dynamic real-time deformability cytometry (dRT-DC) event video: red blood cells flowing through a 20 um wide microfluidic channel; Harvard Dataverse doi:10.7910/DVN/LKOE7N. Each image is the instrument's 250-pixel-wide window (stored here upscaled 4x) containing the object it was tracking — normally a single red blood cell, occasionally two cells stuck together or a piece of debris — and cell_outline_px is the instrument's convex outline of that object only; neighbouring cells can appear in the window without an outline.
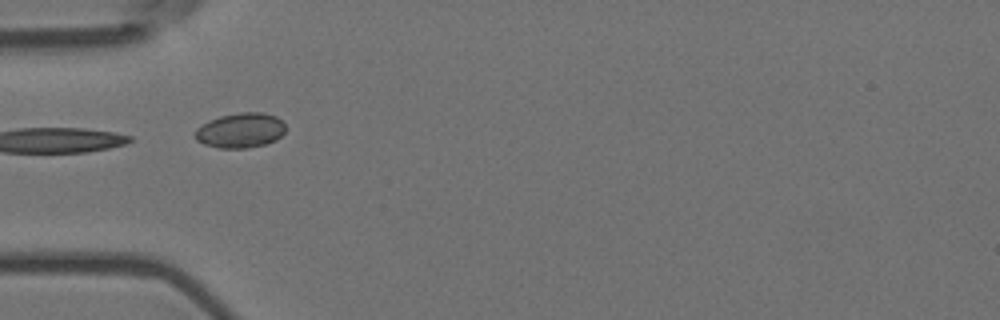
{"species": "Egyptian fruit bat (a non-hibernating species)", "species_latin": "Rousettus aegyptiacus", "temperature_condition": "room temperature", "stored_images_in_passage": 9, "camera_frame_rate_fps": 3000, "um_per_image_px": 0.085, "animal": {"sex": "female"}, "frame": {"image": 1, "passage_image": 5, "time_ms": 1.333, "image_size_px": [1000, 320], "cell_outline_px": [[284, 132], [276, 140], [264, 144], [248, 148], [220, 148], [204, 144], [196, 140], [192, 136], [196, 128], [208, 120], [220, 116], [240, 112], [264, 112], [276, 116], [284, 124]], "centroid_in_image_um": [20.39, 11.08], "position_along_channel_um": 64.6, "area_um2": 18.55}}
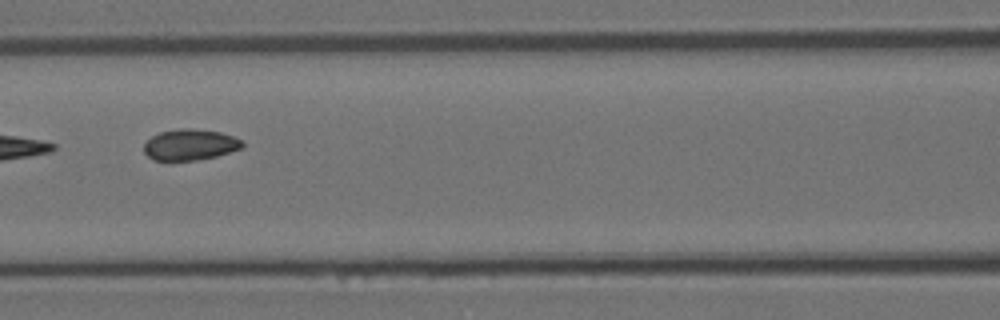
{"frame": {"image": 2, "passage_image": 7, "time_ms": 2.0, "image_size_px": [1000, 320], "cell_outline_px": [[244, 144], [240, 148], [216, 156], [196, 160], [152, 160], [144, 152], [144, 144], [152, 136], [160, 132], [180, 128], [192, 128], [220, 132], [244, 140]], "centroid_in_image_um": [16.15, 12.29], "position_along_channel_um": 150.5, "area_um2": 17.69}}
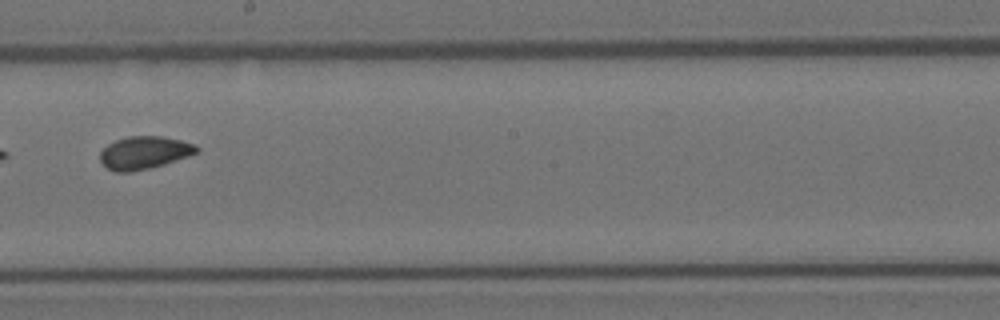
{"frame": {"image": 3, "passage_image": 9, "time_ms": 2.667, "image_size_px": [1000, 320], "cell_outline_px": [[200, 148], [196, 152], [188, 156], [164, 164], [132, 172], [116, 172], [108, 168], [100, 160], [100, 152], [108, 144], [116, 140], [128, 136], [164, 136], [196, 144]], "centroid_in_image_um": [12.27, 12.97], "position_along_channel_um": 235.9, "area_um2": 18.32}}